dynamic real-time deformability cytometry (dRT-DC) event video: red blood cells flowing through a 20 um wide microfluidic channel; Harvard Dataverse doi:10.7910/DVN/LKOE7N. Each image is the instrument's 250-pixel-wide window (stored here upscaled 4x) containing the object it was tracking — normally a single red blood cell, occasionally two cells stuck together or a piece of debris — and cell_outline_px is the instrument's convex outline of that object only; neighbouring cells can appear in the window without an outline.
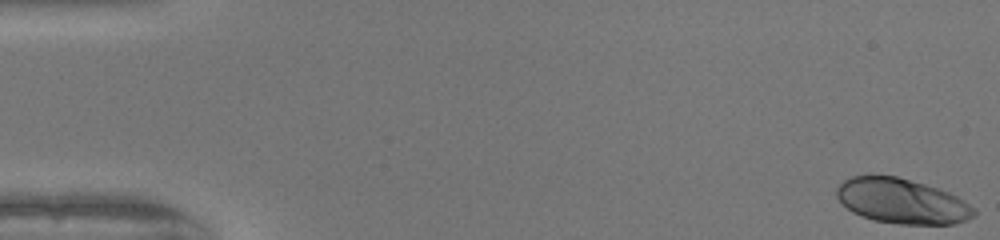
{"species": "human", "species_latin": "Homo sapiens", "temperature_condition": "warm", "stored_images_in_passage": 52, "camera_frame_rate_fps": 3000, "um_per_image_px": 0.085, "donor": {"sex": "female"}, "frame": {"image": 1, "passage_image": 1, "time_ms": 0.0, "image_size_px": [1000, 240], "cell_outline_px": [[976, 212], [968, 220], [956, 224], [900, 224], [872, 220], [860, 216], [852, 212], [836, 196], [836, 188], [844, 180], [852, 176], [896, 176], [924, 184], [948, 192], [964, 200], [976, 208]], "centroid_in_image_um": [76.67, 17.11], "position_along_channel_um": 8.3, "area_um2": 35.89}}
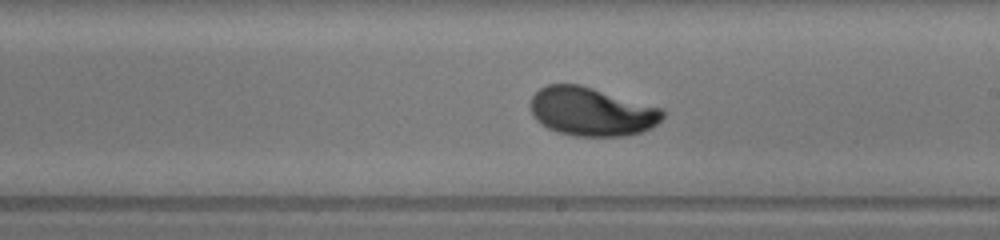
{"frame": {"image": 2, "passage_image": 30, "time_ms": 9.667, "image_size_px": [1000, 240], "cell_outline_px": [[664, 116], [652, 128], [640, 132], [624, 136], [576, 136], [560, 132], [548, 128], [536, 120], [532, 112], [532, 96], [540, 88], [548, 84], [580, 84], [660, 108], [664, 112]], "centroid_in_image_um": [50.28, 9.49], "position_along_channel_um": 238.7, "area_um2": 36.99}}
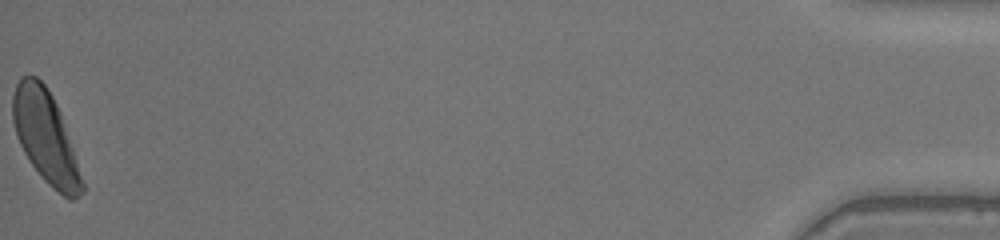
{"frame": {"image": 3, "passage_image": 52, "time_ms": 17.0, "image_size_px": [1000, 240], "cell_outline_px": [[84, 192], [80, 196], [72, 200], [68, 200], [52, 188], [40, 176], [24, 152], [16, 136], [12, 120], [12, 96], [16, 84], [20, 76], [36, 76], [44, 84], [52, 96], [60, 112], [84, 184]], "centroid_in_image_um": [3.85, 11.66], "position_along_channel_um": 431.3, "area_um2": 36.82}, "authors_computed_cell_mechanics": {"area_um2": 36.6452, "velocity_mm_per_s": 4.0285, "shape_relaxation_time_tau1_ms": 2.4662, "shape_relaxation_time_tau2_ms": null, "deformation_change_tau1": 0.1722, "deformation_change_tau2": null}}